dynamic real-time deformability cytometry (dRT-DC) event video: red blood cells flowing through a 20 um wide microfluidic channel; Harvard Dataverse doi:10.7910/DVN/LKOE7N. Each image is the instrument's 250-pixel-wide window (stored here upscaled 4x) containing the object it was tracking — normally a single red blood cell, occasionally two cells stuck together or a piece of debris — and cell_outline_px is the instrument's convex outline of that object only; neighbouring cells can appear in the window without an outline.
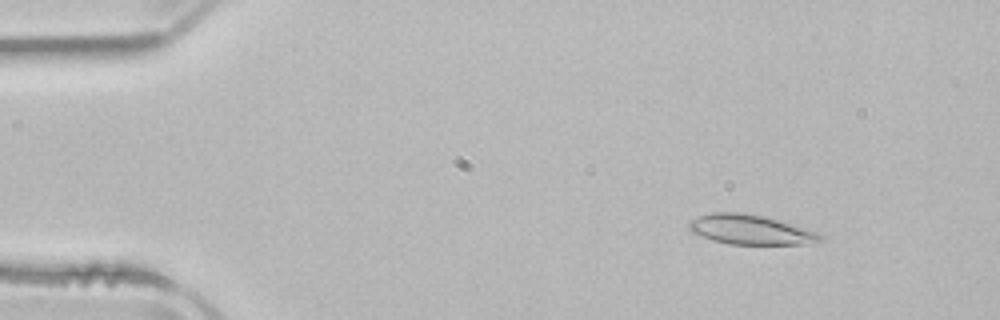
{"species": "common noctule bat (a hibernating species)", "species_latin": "Nyctalus noctula", "temperature_condition": "room temperature", "stored_images_in_passage": 52, "camera_frame_rate_fps": 3000, "um_per_image_px": 0.085, "animal": {"sex": "male", "body_mass_g": 21.5, "forearm_length_mm": 52.0}, "frame": {"image": 1, "passage_image": 6, "time_ms": 1.667, "image_size_px": [1000, 320], "cell_outline_px": [[824, 240], [804, 244], [728, 244], [712, 240], [692, 232], [688, 228], [688, 220], [712, 212], [740, 212], [764, 216], [816, 232], [824, 236]], "centroid_in_image_um": [63.74, 19.52], "position_along_channel_um": 21.3, "area_um2": 22.54}}
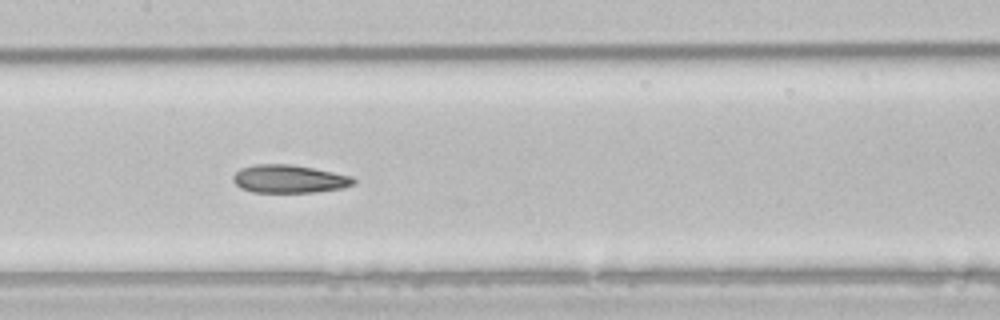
{"frame": {"image": 2, "passage_image": 25, "time_ms": 8.0, "image_size_px": [1000, 320], "cell_outline_px": [[356, 184], [344, 188], [312, 192], [252, 192], [240, 188], [232, 180], [232, 176], [240, 168], [256, 164], [288, 164], [312, 168], [352, 176], [356, 180]], "centroid_in_image_um": [24.57, 15.21], "position_along_channel_um": 182.8, "area_um2": 19.71}}
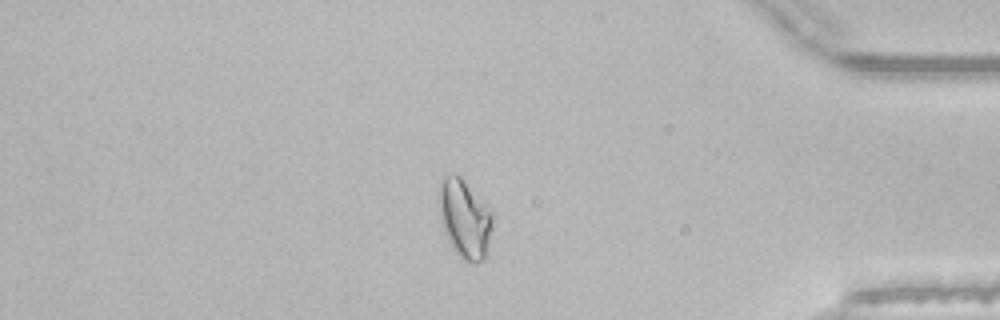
{"frame": {"image": 3, "passage_image": 44, "time_ms": 14.333, "image_size_px": [1000, 320], "cell_outline_px": [[496, 216], [488, 244], [484, 256], [476, 264], [468, 264], [452, 248], [440, 224], [440, 184], [444, 176], [456, 172], [460, 176]], "centroid_in_image_um": [39.51, 18.6], "position_along_channel_um": 395.7, "area_um2": 24.57}, "authors_computed_cell_mechanics": {"area_um2": 22.0218, "velocity_mm_per_s": 3.8729, "shape_relaxation_time_tau1_ms": 11.3269, "shape_relaxation_time_tau2_ms": 2.7302, "deformation_change_tau1": 0.2256, "deformation_change_tau2": 0.0818}}